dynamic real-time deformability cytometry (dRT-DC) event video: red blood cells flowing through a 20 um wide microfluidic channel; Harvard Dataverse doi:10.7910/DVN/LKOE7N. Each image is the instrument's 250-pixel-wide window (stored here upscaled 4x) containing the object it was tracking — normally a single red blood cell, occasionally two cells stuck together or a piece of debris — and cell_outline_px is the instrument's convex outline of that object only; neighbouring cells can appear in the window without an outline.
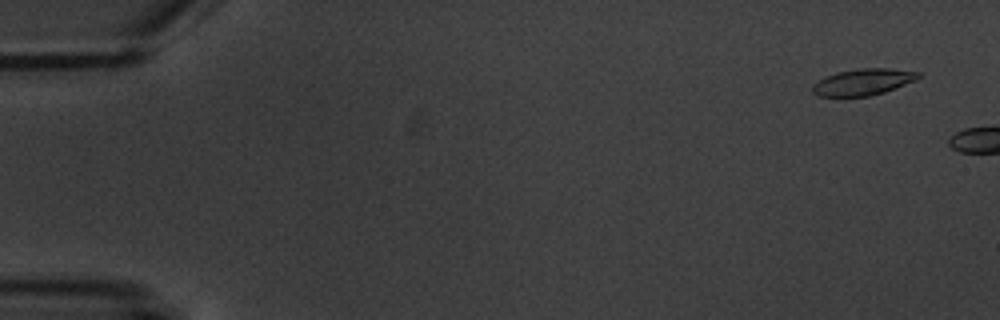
{"species": "common noctule bat (a hibernating species)", "species_latin": "Nyctalus noctula", "temperature_condition": "warm", "stored_images_in_passage": 2, "camera_frame_rate_fps": 3000, "um_per_image_px": 0.085, "animal": {"sex": "male", "body_mass_g": 20.1, "forearm_length_mm": 53.5}, "frame": {"image": 1, "passage_image": 1, "time_ms": 0.0, "image_size_px": [1000, 320], "cell_outline_px": [[920, 76], [916, 80], [884, 92], [868, 96], [820, 96], [812, 92], [812, 84], [828, 76], [840, 72], [860, 68], [888, 68], [920, 72]], "centroid_in_image_um": [73.38, 6.97], "position_along_channel_um": 11.6, "area_um2": 16.01}}